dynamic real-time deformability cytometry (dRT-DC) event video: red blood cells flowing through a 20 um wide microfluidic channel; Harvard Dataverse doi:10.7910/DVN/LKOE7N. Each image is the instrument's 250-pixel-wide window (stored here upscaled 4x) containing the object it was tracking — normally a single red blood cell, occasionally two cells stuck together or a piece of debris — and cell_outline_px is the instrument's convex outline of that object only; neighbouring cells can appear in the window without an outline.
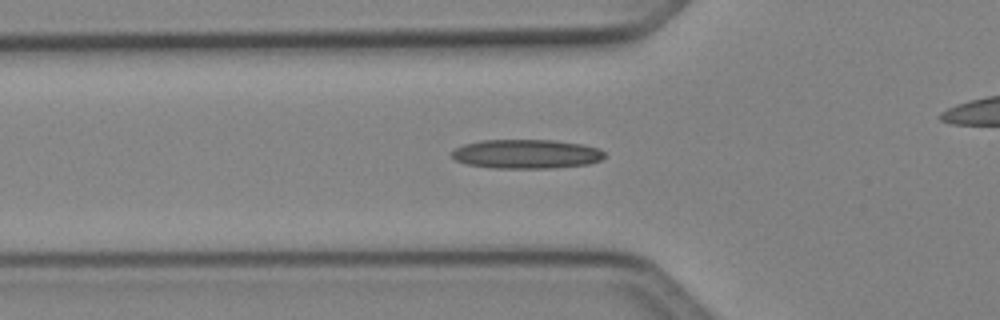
{"species": "Egyptian fruit bat (a non-hibernating species)", "species_latin": "Rousettus aegyptiacus", "temperature_condition": "cold", "stored_images_in_passage": 34, "camera_frame_rate_fps": 3000, "um_per_image_px": 0.085, "animal": {"sex": "female"}, "frame": {"image": 1, "passage_image": 8, "time_ms": 2.333, "image_size_px": [1000, 320], "cell_outline_px": [[608, 156], [600, 160], [588, 164], [552, 168], [492, 168], [468, 164], [456, 160], [452, 156], [452, 152], [456, 148], [464, 144], [480, 140], [552, 140], [580, 144], [600, 148]], "centroid_in_image_um": [44.77, 13.09], "position_along_channel_um": 81.0, "area_um2": 25.95}}
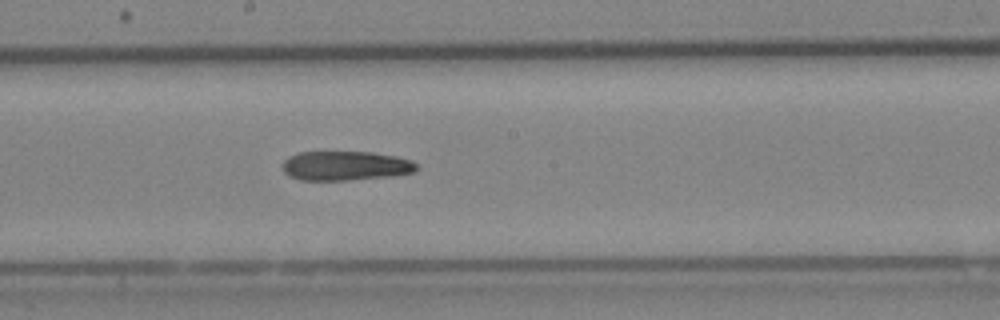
{"frame": {"image": 2, "passage_image": 18, "time_ms": 5.667, "image_size_px": [1000, 320], "cell_outline_px": [[420, 168], [416, 172], [392, 176], [348, 180], [300, 180], [288, 176], [284, 172], [280, 164], [288, 156], [300, 152], [372, 152], [396, 156], [412, 160], [420, 164]], "centroid_in_image_um": [29.39, 14.09], "position_along_channel_um": 218.8, "area_um2": 23.41}}
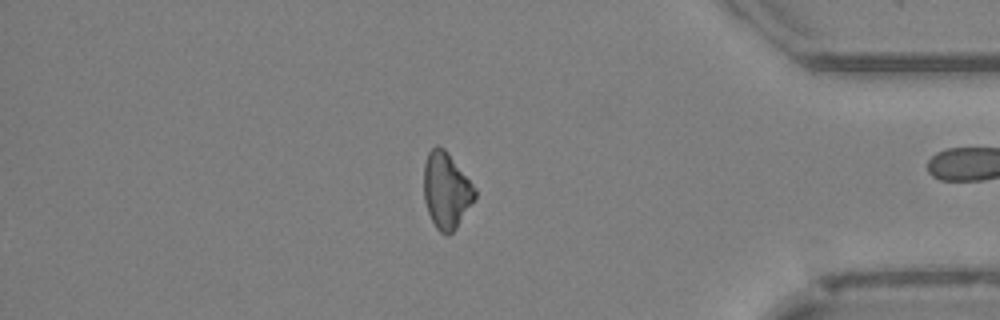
{"frame": {"image": 3, "passage_image": 33, "time_ms": 10.667, "image_size_px": [1000, 320], "cell_outline_px": [[476, 200], [456, 228], [448, 236], [440, 232], [436, 228], [428, 212], [424, 200], [424, 164], [428, 152], [436, 144], [444, 148], [476, 188]], "centroid_in_image_um": [37.94, 16.2], "position_along_channel_um": 397.3, "area_um2": 22.77}}